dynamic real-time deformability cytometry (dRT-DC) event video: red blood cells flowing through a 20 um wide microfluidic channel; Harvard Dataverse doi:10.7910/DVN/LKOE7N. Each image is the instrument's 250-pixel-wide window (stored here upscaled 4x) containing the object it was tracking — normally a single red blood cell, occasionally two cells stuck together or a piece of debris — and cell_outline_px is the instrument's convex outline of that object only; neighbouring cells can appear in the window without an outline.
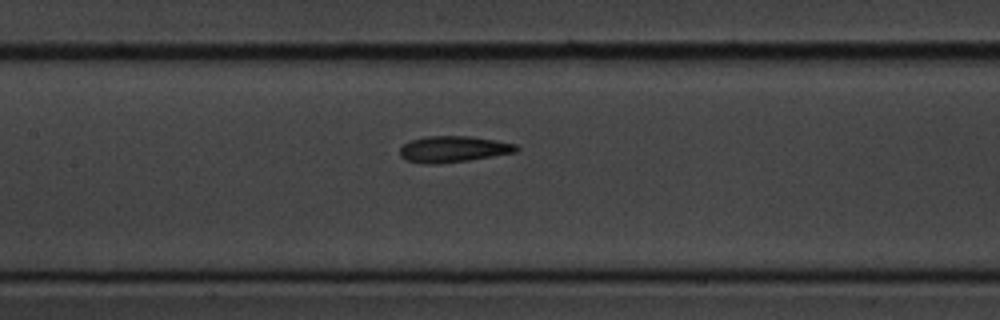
{"species": "common noctule bat (a hibernating species)", "species_latin": "Nyctalus noctula", "temperature_condition": "cold", "stored_images_in_passage": 6, "camera_frame_rate_fps": 3000, "um_per_image_px": 0.085, "animal": {"sex": "male", "body_mass_g": 20.1, "forearm_length_mm": 53.5}, "frame": {"image": 1, "passage_image": 6, "time_ms": 6.667, "image_size_px": [1000, 320], "cell_outline_px": [[520, 148], [516, 152], [468, 160], [436, 164], [432, 164], [404, 160], [400, 156], [400, 148], [404, 144], [412, 140], [428, 136], [472, 136], [496, 140], [516, 144]], "centroid_in_image_um": [38.54, 12.67], "position_along_channel_um": 168.9, "area_um2": 17.69}}